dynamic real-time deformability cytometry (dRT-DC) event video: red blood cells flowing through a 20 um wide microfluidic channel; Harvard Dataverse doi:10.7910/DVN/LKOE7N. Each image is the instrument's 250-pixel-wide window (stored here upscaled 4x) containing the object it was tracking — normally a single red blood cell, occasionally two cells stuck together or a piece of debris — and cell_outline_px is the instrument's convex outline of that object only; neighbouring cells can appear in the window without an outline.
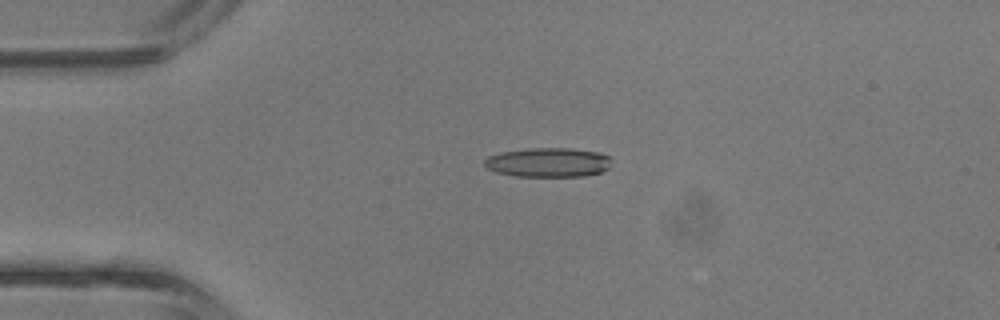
{"species": "common noctule bat (a hibernating species)", "species_latin": "Nyctalus noctula", "temperature_condition": "room temperature", "stored_images_in_passage": 4, "camera_frame_rate_fps": 3000, "um_per_image_px": 0.085, "animal": {"sex": "male", "body_mass_g": 13.3}, "frame": {"image": 1, "passage_image": 3, "time_ms": 0.667, "image_size_px": [1000, 320], "cell_outline_px": [[608, 168], [600, 172], [584, 176], [516, 176], [496, 172], [488, 168], [484, 164], [484, 160], [488, 156], [500, 152], [528, 148], [572, 148], [600, 152], [608, 156]], "centroid_in_image_um": [46.56, 13.79], "position_along_channel_um": 38.4, "area_um2": 21.62}}